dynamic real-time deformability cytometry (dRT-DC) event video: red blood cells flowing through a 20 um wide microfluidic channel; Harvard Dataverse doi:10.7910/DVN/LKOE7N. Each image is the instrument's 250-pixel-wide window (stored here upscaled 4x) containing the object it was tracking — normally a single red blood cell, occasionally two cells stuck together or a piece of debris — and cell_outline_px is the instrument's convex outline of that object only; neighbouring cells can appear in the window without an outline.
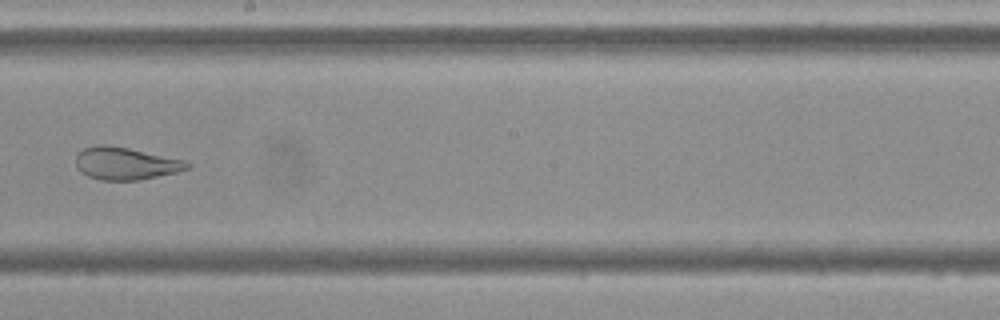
{"species": "Egyptian fruit bat (a non-hibernating species)", "species_latin": "Rousettus aegyptiacus", "temperature_condition": "cold", "stored_images_in_passage": 7, "camera_frame_rate_fps": 3000, "um_per_image_px": 0.085, "frame": {"image": 1, "passage_image": 7, "time_ms": 7.0, "image_size_px": [1000, 320], "cell_outline_px": [[192, 164], [188, 168], [176, 172], [140, 180], [100, 180], [88, 176], [80, 172], [76, 168], [76, 152], [84, 148], [100, 144], [108, 144], [188, 160]], "centroid_in_image_um": [10.67, 13.89], "position_along_channel_um": 237.5, "area_um2": 21.33}}